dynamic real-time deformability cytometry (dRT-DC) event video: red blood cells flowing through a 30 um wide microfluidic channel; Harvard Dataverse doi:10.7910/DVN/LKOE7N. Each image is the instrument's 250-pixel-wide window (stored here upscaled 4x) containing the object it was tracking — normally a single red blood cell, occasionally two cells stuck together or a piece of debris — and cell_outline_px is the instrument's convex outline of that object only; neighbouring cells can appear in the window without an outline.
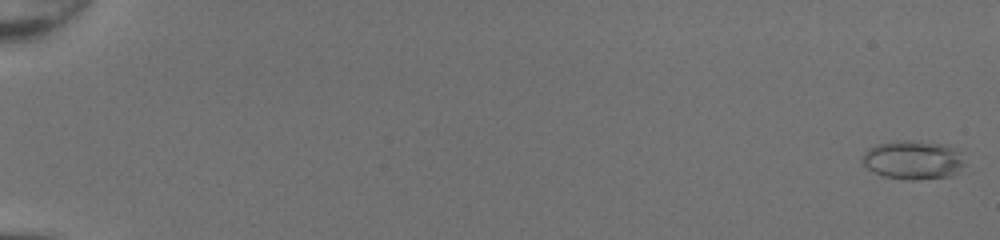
{"species": "common noctule bat (a hibernating species)", "species_latin": "Nyctalus noctula", "temperature_condition": "room temperature", "stored_images_in_passage": 52, "camera_frame_rate_fps": 3000, "um_per_image_px": 0.085, "animal": {"sex": "female", "body_mass_g": 20.0, "forearm_length_mm": 54.0}, "frame": {"image": 1, "passage_image": 2, "time_ms": 0.333, "image_size_px": [1000, 240], "cell_outline_px": [[964, 164], [956, 172], [948, 176], [916, 180], [908, 180], [884, 176], [868, 168], [860, 160], [864, 152], [868, 148], [876, 144], [896, 140], [908, 140], [944, 144], [956, 148], [964, 152]], "centroid_in_image_um": [77.62, 13.57], "position_along_channel_um": 7.4, "area_um2": 23.35}}
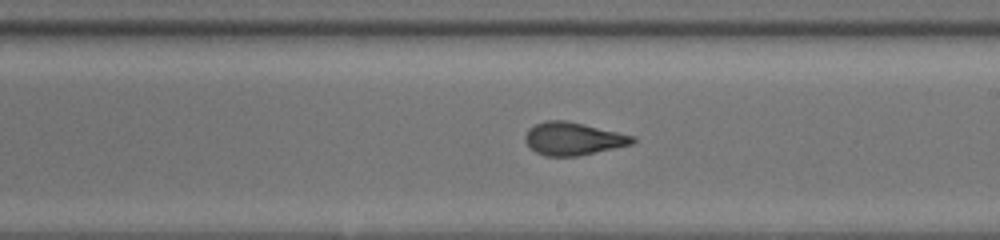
{"frame": {"image": 2, "passage_image": 33, "time_ms": 10.667, "image_size_px": [1000, 240], "cell_outline_px": [[636, 140], [632, 144], [576, 156], [544, 156], [536, 152], [524, 140], [524, 136], [528, 128], [544, 120], [564, 120], [584, 124], [636, 136]], "centroid_in_image_um": [48.7, 11.78], "position_along_channel_um": 240.3, "area_um2": 20.46}}
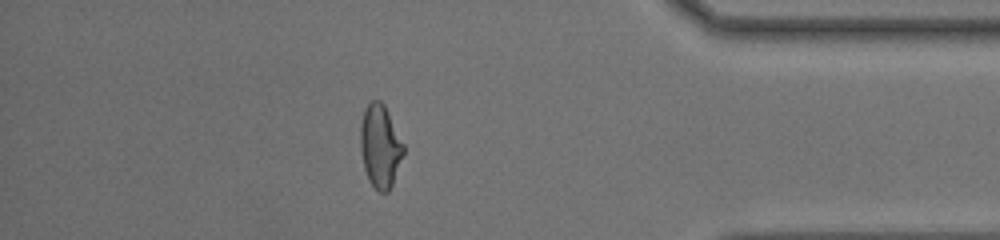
{"frame": {"image": 3, "passage_image": 46, "time_ms": 15.0, "image_size_px": [1000, 240], "cell_outline_px": [[404, 156], [392, 184], [388, 192], [380, 192], [368, 180], [364, 168], [360, 148], [360, 128], [364, 108], [372, 100], [380, 100], [384, 104], [404, 144]], "centroid_in_image_um": [32.32, 12.42], "position_along_channel_um": 402.9, "area_um2": 20.92}, "authors_computed_cell_mechanics": {"area_um2": 21.3282, "velocity_mm_per_s": 4.344, "shape_relaxation_time_tau1_ms": 8.0104, "shape_relaxation_time_tau2_ms": 0.7419, "deformation_change_tau1": 0.245, "deformation_change_tau2": 0.0624}}